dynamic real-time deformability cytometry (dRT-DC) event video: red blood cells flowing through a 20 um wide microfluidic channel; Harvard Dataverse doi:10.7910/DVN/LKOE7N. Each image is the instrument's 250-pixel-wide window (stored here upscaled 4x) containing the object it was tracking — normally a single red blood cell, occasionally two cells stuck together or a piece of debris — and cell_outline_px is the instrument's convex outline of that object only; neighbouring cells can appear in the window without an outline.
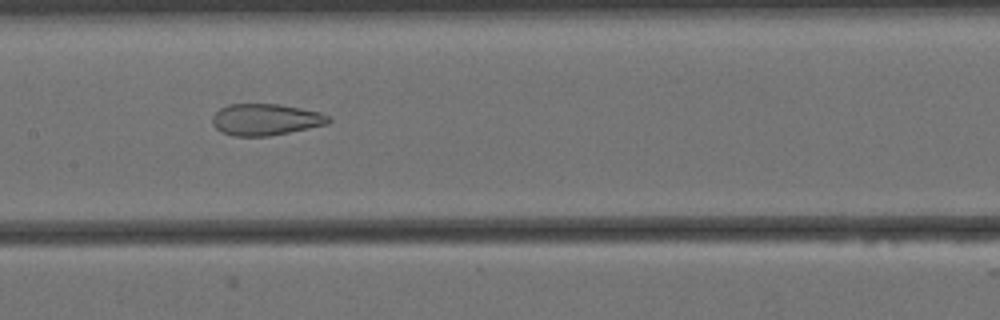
{"species": "Egyptian fruit bat (a non-hibernating species)", "species_latin": "Rousettus aegyptiacus", "temperature_condition": "cold", "stored_images_in_passage": 18, "camera_frame_rate_fps": 3000, "um_per_image_px": 0.085, "animal": {"sex": "female"}, "frame": {"image": 1, "passage_image": 11, "time_ms": 3.333, "image_size_px": [1000, 320], "cell_outline_px": [[332, 120], [328, 124], [268, 136], [232, 136], [220, 132], [212, 124], [212, 116], [220, 108], [228, 104], [280, 104], [320, 112], [332, 116]], "centroid_in_image_um": [22.57, 10.16], "position_along_channel_um": 184.8, "area_um2": 21.5}}